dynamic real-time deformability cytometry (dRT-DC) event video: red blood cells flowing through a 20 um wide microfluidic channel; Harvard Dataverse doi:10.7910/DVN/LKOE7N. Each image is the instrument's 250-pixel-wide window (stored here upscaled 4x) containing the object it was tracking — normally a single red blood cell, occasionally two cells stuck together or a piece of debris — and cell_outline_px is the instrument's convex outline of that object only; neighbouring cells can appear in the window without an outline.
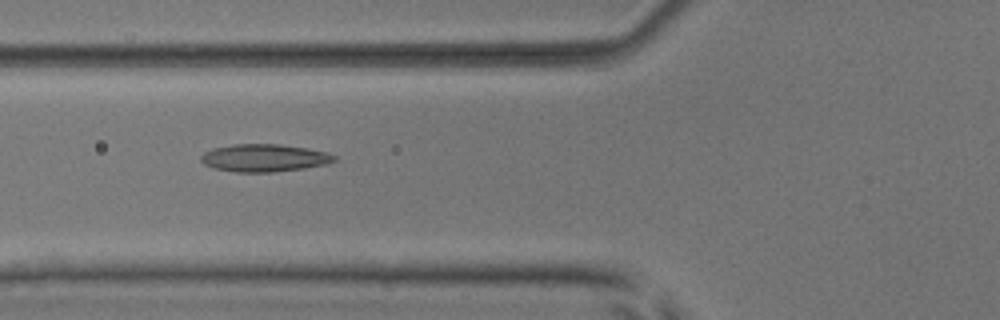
{"species": "common noctule bat (a hibernating species)", "species_latin": "Nyctalus noctula", "temperature_condition": "room temperature", "stored_images_in_passage": 7, "camera_frame_rate_fps": 3000, "um_per_image_px": 0.085, "animal": {"sex": "male", "body_mass_g": 17.9, "forearm_length_mm": 54.2}, "frame": {"image": 1, "passage_image": 5, "time_ms": 5.333, "image_size_px": [1000, 320], "cell_outline_px": [[336, 160], [328, 164], [304, 168], [272, 172], [236, 172], [212, 168], [204, 164], [200, 160], [200, 156], [204, 152], [212, 148], [232, 144], [280, 144], [308, 148], [328, 152], [336, 156]], "centroid_in_image_um": [22.45, 13.42], "position_along_channel_um": 103.3, "area_um2": 21.68}}
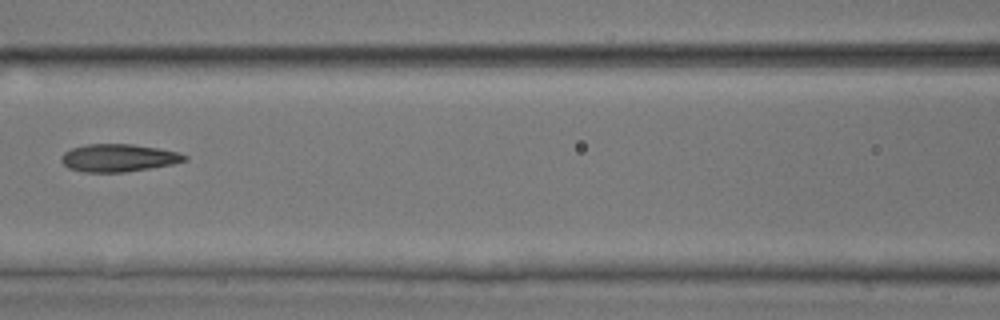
{"frame": {"image": 2, "passage_image": 6, "time_ms": 6.667, "image_size_px": [1000, 320], "cell_outline_px": [[188, 160], [172, 164], [124, 172], [84, 172], [68, 168], [60, 160], [60, 156], [64, 152], [72, 148], [84, 144], [132, 144], [160, 148], [176, 152], [188, 156]], "centroid_in_image_um": [10.04, 13.41], "position_along_channel_um": 156.6, "area_um2": 19.88}}
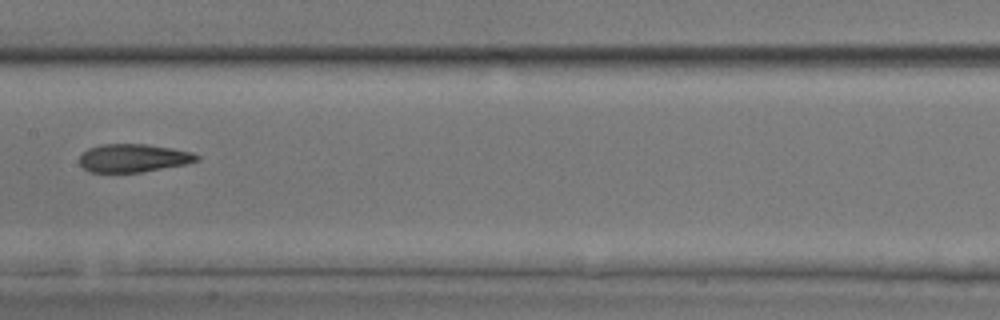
{"frame": {"image": 3, "passage_image": 7, "time_ms": 7.667, "image_size_px": [1000, 320], "cell_outline_px": [[200, 160], [184, 164], [140, 172], [88, 172], [80, 164], [80, 156], [88, 148], [100, 144], [148, 144], [172, 148], [192, 152], [200, 156]], "centroid_in_image_um": [11.33, 13.42], "position_along_channel_um": 196.1, "area_um2": 19.19}}